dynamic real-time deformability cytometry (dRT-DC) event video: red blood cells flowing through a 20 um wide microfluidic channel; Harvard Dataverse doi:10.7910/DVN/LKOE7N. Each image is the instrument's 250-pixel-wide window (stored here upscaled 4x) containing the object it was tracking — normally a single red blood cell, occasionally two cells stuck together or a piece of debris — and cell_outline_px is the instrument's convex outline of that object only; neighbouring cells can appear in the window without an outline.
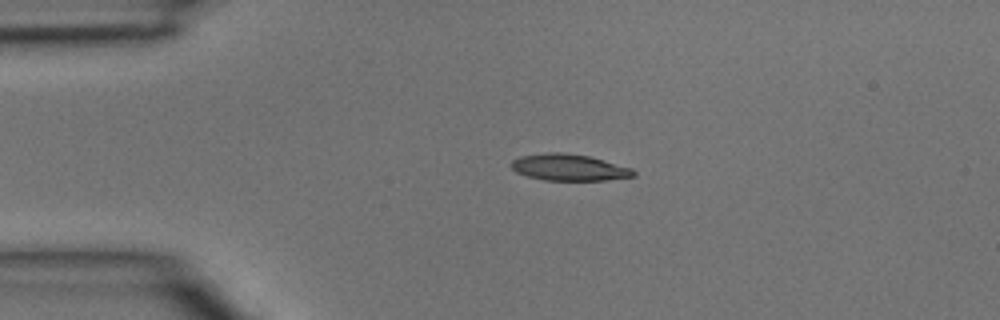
{"species": "common noctule bat (a hibernating species)", "species_latin": "Nyctalus noctula", "temperature_condition": "room temperature", "stored_images_in_passage": 1, "camera_frame_rate_fps": 3000, "um_per_image_px": 0.085, "animal": {"sex": "male", "body_mass_g": 15.6}, "frame": {"image": 1, "passage_image": 1, "time_ms": 0.0, "image_size_px": [1000, 320], "cell_outline_px": [[636, 176], [604, 180], [544, 180], [528, 176], [516, 172], [512, 168], [512, 160], [520, 156], [548, 152], [560, 152], [588, 156], [604, 160], [632, 168], [636, 172]], "centroid_in_image_um": [48.38, 14.23], "position_along_channel_um": 36.6, "area_um2": 18.79}}